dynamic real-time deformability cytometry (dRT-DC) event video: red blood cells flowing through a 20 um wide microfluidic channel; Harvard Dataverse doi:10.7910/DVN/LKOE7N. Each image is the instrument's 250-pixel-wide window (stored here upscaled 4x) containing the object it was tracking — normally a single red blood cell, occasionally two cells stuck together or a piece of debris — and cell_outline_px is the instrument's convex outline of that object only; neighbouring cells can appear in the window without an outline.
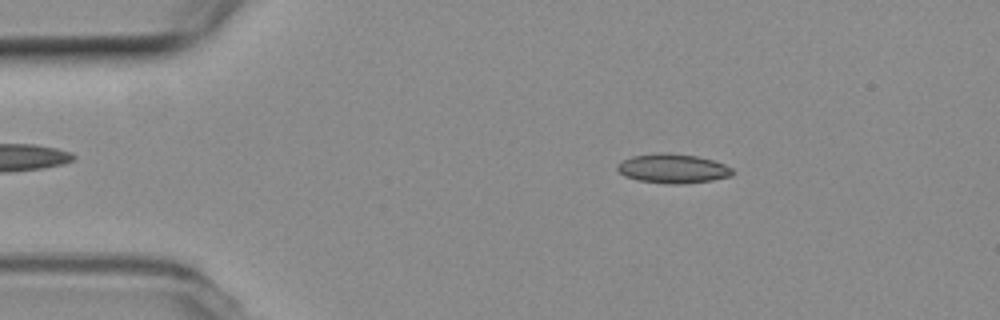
{"species": "common noctule bat (a hibernating species)", "species_latin": "Nyctalus noctula", "temperature_condition": "room temperature", "stored_images_in_passage": 53, "camera_frame_rate_fps": 3000, "um_per_image_px": 0.085, "animal": {"sex": "female", "body_mass_g": 19.3, "forearm_length_mm": 54.1}, "frame": {"image": 1, "passage_image": 8, "time_ms": 2.333, "image_size_px": [1000, 320], "cell_outline_px": [[736, 172], [732, 176], [712, 180], [684, 184], [668, 184], [636, 180], [624, 176], [616, 168], [616, 164], [632, 156], [656, 152], [668, 152], [696, 156], [712, 160], [724, 164], [732, 168]], "centroid_in_image_um": [57.19, 14.33], "position_along_channel_um": 27.8, "area_um2": 19.94}}
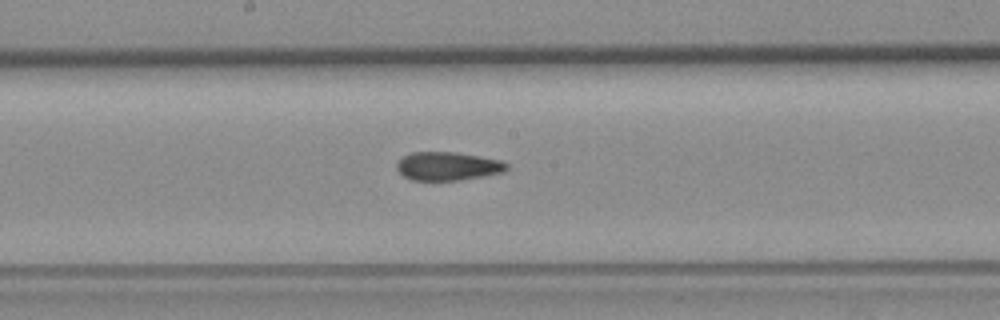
{"frame": {"image": 2, "passage_image": 27, "time_ms": 8.667, "image_size_px": [1000, 320], "cell_outline_px": [[508, 168], [504, 172], [484, 176], [460, 180], [412, 180], [404, 176], [396, 168], [396, 164], [404, 156], [412, 152], [456, 152], [480, 156], [500, 160], [508, 164]], "centroid_in_image_um": [38.08, 14.12], "position_along_channel_um": 210.1, "area_um2": 18.21}}
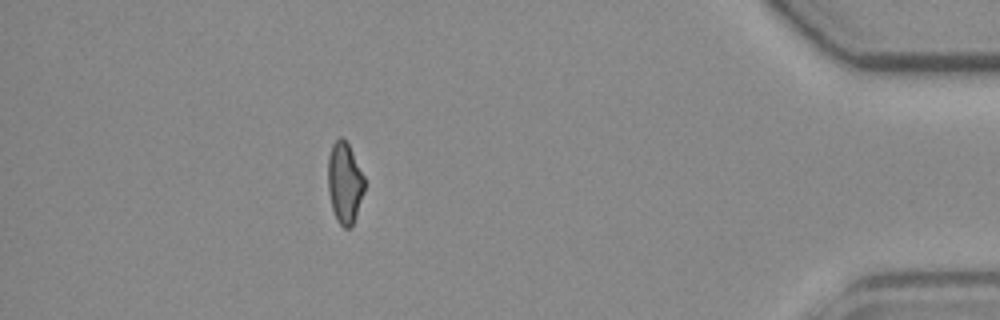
{"frame": {"image": 3, "passage_image": 47, "time_ms": 15.333, "image_size_px": [1000, 320], "cell_outline_px": [[364, 192], [352, 224], [348, 228], [344, 228], [336, 220], [332, 208], [328, 192], [328, 156], [332, 144], [340, 136], [348, 144], [364, 176]], "centroid_in_image_um": [29.27, 15.53], "position_along_channel_um": 405.9, "area_um2": 17.05}, "authors_computed_cell_mechanics": {"area_um2": 18.5538, "velocity_mm_per_s": 3.7613, "shape_relaxation_time_tau1_ms": null, "shape_relaxation_time_tau2_ms": 1.8467, "deformation_change_tau1": null, "deformation_change_tau2": 0.0856}}